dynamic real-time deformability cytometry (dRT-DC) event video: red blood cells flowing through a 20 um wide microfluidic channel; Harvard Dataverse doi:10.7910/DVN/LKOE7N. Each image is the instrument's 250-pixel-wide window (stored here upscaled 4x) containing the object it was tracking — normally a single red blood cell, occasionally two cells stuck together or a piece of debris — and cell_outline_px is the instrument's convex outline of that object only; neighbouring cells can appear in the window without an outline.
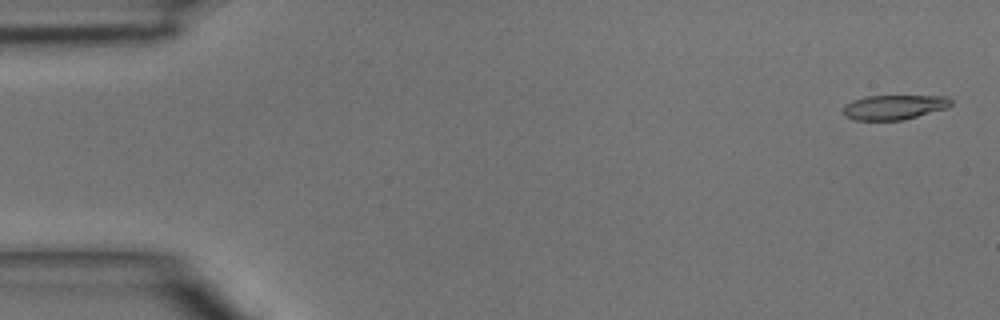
{"species": "common noctule bat (a hibernating species)", "species_latin": "Nyctalus noctula", "temperature_condition": "room temperature", "stored_images_in_passage": 4, "segment_of_instrument_passage": [2, 2], "camera_frame_rate_fps": 3000, "um_per_image_px": 0.085, "animal": {"sex": "male", "body_mass_g": 15.6}, "frame": {"image": 1, "passage_image": 4, "time_ms": 1.0, "image_size_px": [1000, 320], "cell_outline_px": [[952, 104], [948, 108], [904, 120], [856, 120], [844, 116], [844, 104], [852, 100], [864, 96], [948, 96], [952, 100]], "centroid_in_image_um": [76.01, 9.11], "position_along_channel_um": 9.0, "area_um2": 15.66}}